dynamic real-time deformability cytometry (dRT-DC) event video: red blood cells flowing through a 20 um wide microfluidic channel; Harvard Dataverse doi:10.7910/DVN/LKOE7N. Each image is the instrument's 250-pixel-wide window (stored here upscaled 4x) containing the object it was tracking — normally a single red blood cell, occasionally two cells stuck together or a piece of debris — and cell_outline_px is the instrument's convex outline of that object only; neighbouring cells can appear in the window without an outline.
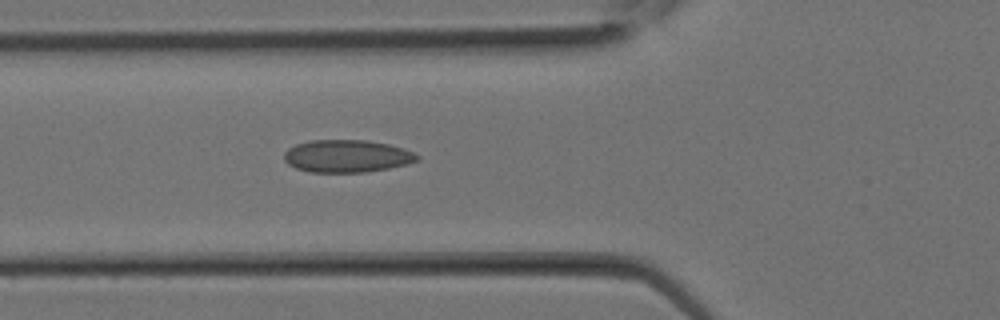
{"species": "Egyptian fruit bat (a non-hibernating species)", "species_latin": "Rousettus aegyptiacus", "temperature_condition": "room temperature", "stored_images_in_passage": 2, "camera_frame_rate_fps": 3000, "um_per_image_px": 0.085, "animal": {"sex": "female"}, "frame": {"image": 1, "passage_image": 2, "time_ms": 0.333, "image_size_px": [1000, 320], "cell_outline_px": [[420, 160], [408, 164], [388, 168], [364, 172], [308, 172], [296, 168], [288, 164], [284, 160], [284, 152], [288, 148], [296, 144], [308, 140], [368, 140], [388, 144], [404, 148], [420, 156]], "centroid_in_image_um": [29.48, 13.26], "position_along_channel_um": 96.3, "area_um2": 25.37}}